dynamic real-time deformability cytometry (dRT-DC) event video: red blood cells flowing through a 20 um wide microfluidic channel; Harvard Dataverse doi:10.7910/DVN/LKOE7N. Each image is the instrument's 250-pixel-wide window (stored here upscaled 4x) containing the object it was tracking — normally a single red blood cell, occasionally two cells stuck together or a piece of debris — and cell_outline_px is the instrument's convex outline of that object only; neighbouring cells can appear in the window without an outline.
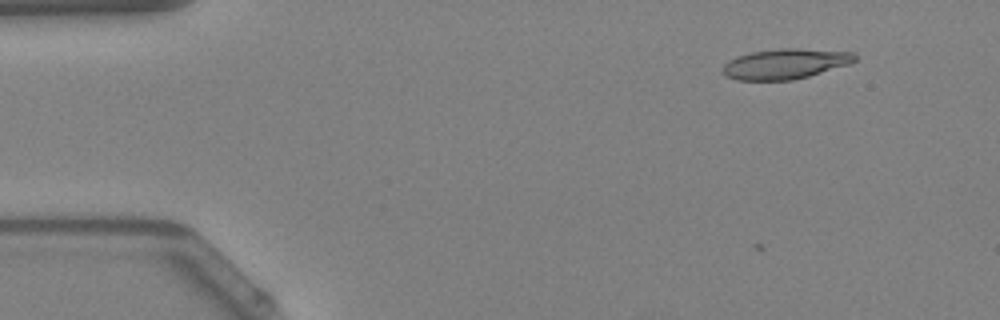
{"species": "Egyptian fruit bat (a non-hibernating species)", "species_latin": "Rousettus aegyptiacus", "temperature_condition": "warm", "stored_images_in_passage": 13, "camera_frame_rate_fps": 3000, "um_per_image_px": 0.085, "animal": {"sex": "female"}, "frame": {"image": 1, "passage_image": 3, "time_ms": 0.667, "image_size_px": [1000, 320], "cell_outline_px": [[856, 60], [848, 64], [808, 76], [792, 80], [736, 80], [724, 76], [724, 64], [728, 60], [752, 52], [780, 48], [796, 48], [856, 52]], "centroid_in_image_um": [66.75, 5.42], "position_along_channel_um": 18.2, "area_um2": 23.12}}